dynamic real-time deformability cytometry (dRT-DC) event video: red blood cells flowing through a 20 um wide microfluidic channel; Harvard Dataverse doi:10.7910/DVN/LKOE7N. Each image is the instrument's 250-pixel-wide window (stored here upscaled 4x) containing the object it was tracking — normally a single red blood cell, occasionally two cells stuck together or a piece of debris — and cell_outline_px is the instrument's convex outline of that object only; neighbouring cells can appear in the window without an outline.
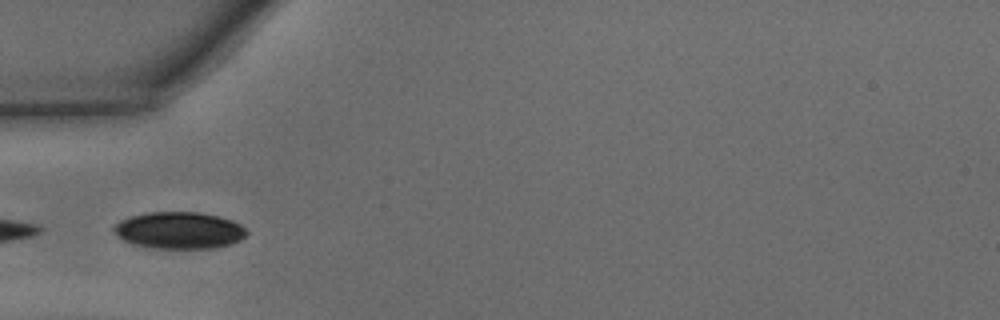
{"species": "common noctule bat (a hibernating species)", "species_latin": "Nyctalus noctula", "temperature_condition": "warm", "stored_images_in_passage": 38, "camera_frame_rate_fps": 3000, "um_per_image_px": 0.085, "animal": {"sex": "male", "body_mass_g": 15.6}, "frame": {"image": 1, "passage_image": 15, "time_ms": 4.667, "image_size_px": [1000, 320], "cell_outline_px": [[248, 232], [240, 240], [232, 244], [212, 248], [148, 248], [132, 244], [124, 240], [112, 228], [120, 220], [132, 216], [148, 212], [200, 212], [220, 216], [232, 220], [240, 224]], "centroid_in_image_um": [15.25, 19.58], "position_along_channel_um": 69.7, "area_um2": 28.5}, "authors_computed_cell_mechanics": {"area_um2": 21.1548, "velocity_mm_per_s": 4.3479, "shape_relaxation_time_tau1_ms": 2.1668, "shape_relaxation_time_tau2_ms": 2.7174, "deformation_change_tau1": 0.1327, "deformation_change_tau2": 0.0836}}